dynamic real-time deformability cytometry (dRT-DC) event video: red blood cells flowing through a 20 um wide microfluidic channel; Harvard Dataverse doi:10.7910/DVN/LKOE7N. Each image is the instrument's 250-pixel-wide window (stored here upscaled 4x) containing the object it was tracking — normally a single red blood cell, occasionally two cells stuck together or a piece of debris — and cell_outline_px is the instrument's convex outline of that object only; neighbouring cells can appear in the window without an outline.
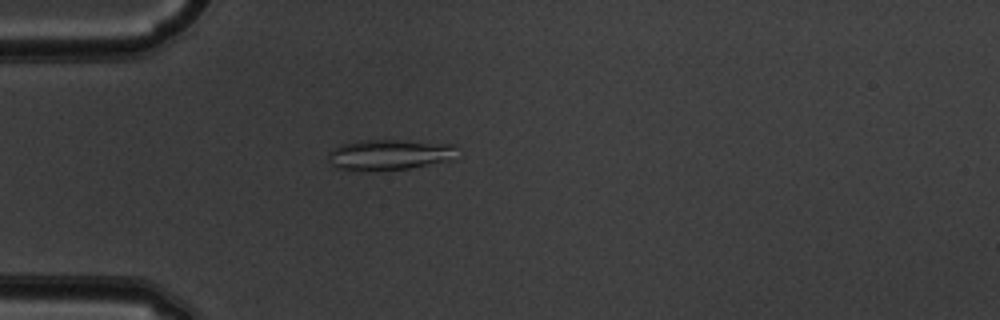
{"species": "common noctule bat (a hibernating species)", "species_latin": "Nyctalus noctula", "temperature_condition": "warm", "stored_images_in_passage": 50, "camera_frame_rate_fps": 3000, "um_per_image_px": 0.085, "animal": {"sex": "male", "body_mass_g": 19.5, "forearm_length_mm": 54.6}, "frame": {"image": 1, "passage_image": 13, "time_ms": 4.0, "image_size_px": [1000, 320], "cell_outline_px": [[456, 160], [408, 168], [336, 168], [328, 160], [328, 152], [332, 148], [340, 144], [360, 140], [396, 140], [456, 144]], "centroid_in_image_um": [33.17, 13.1], "position_along_channel_um": 51.8, "area_um2": 22.48}}
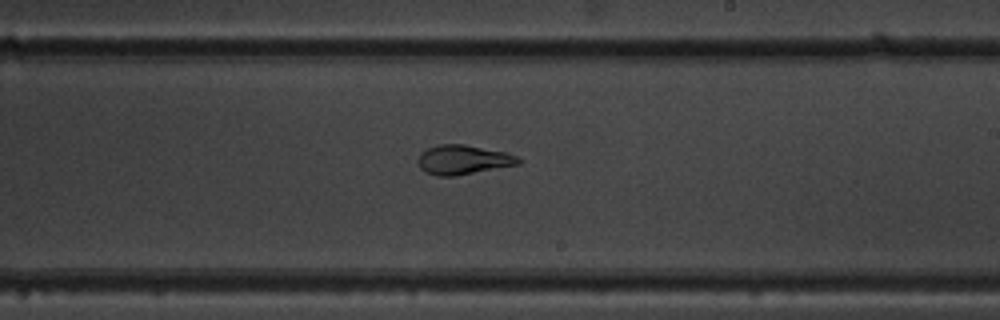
{"frame": {"image": 2, "passage_image": 29, "time_ms": 9.333, "image_size_px": [1000, 320], "cell_outline_px": [[520, 164], [456, 176], [436, 176], [424, 172], [420, 168], [420, 152], [428, 148], [440, 144], [464, 144], [508, 152], [516, 156], [520, 160]], "centroid_in_image_um": [39.38, 13.58], "position_along_channel_um": 249.6, "area_um2": 17.22}}
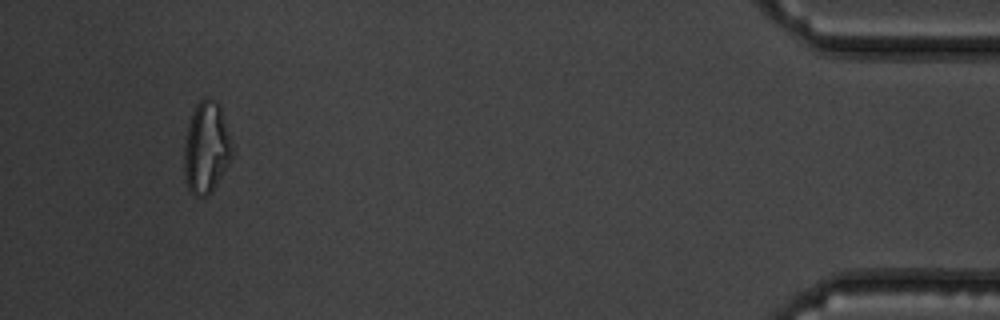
{"frame": {"image": 3, "passage_image": 47, "time_ms": 15.333, "image_size_px": [1000, 320], "cell_outline_px": [[232, 156], [220, 176], [212, 188], [204, 196], [196, 196], [188, 188], [184, 176], [184, 148], [188, 124], [192, 112], [196, 104], [204, 96], [208, 96], [216, 100], [220, 104], [232, 144]], "centroid_in_image_um": [17.52, 12.47], "position_along_channel_um": 417.7, "area_um2": 25.32}, "authors_computed_cell_mechanics": {"area_um2": 21.2993, "velocity_mm_per_s": 3.9223, "shape_relaxation_time_tau1_ms": 10.8167, "shape_relaxation_time_tau2_ms": 2.603, "deformation_change_tau1": 0.2713, "deformation_change_tau2": 0.0466}}